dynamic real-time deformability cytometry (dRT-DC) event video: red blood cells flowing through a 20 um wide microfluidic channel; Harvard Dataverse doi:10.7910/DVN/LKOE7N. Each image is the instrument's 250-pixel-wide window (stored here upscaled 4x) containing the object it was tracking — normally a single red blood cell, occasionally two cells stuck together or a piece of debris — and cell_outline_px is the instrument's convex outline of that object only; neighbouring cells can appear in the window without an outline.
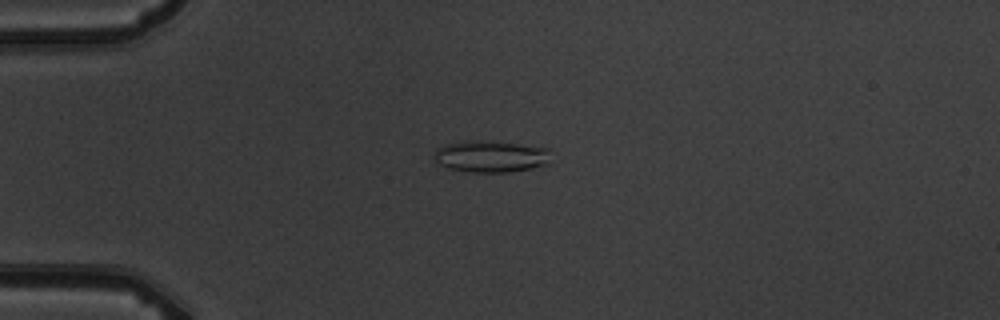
{"species": "common noctule bat (a hibernating species)", "species_latin": "Nyctalus noctula", "temperature_condition": "warm", "stored_images_in_passage": 15, "camera_frame_rate_fps": 3000, "um_per_image_px": 0.085, "animal": {"sex": "male", "body_mass_g": 19.5, "forearm_length_mm": 54.6}, "frame": {"image": 1, "passage_image": 4, "time_ms": 3.333, "image_size_px": [1000, 320], "cell_outline_px": [[552, 164], [532, 168], [508, 172], [472, 172], [448, 168], [440, 164], [432, 156], [436, 148], [448, 144], [476, 140], [516, 144], [552, 148]], "centroid_in_image_um": [41.82, 13.31], "position_along_channel_um": 43.2, "area_um2": 21.73}}
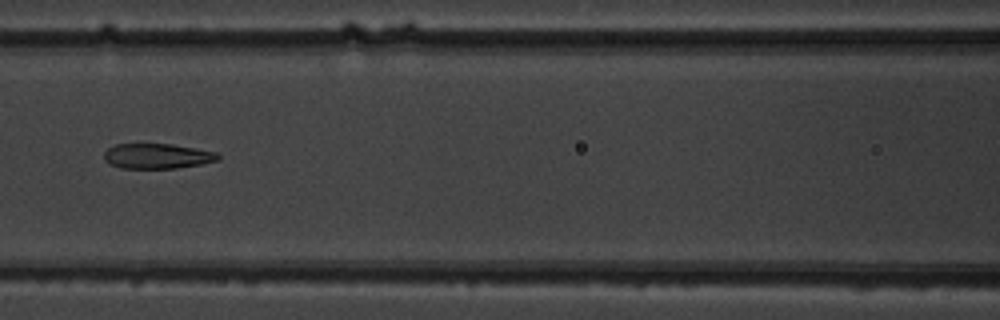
{"frame": {"image": 2, "passage_image": 7, "time_ms": 7.0, "image_size_px": [1000, 320], "cell_outline_px": [[220, 160], [200, 164], [176, 168], [120, 168], [108, 164], [104, 160], [104, 152], [108, 148], [116, 144], [172, 144], [216, 152], [220, 156]], "centroid_in_image_um": [13.34, 13.27], "position_along_channel_um": 153.3, "area_um2": 16.7}}
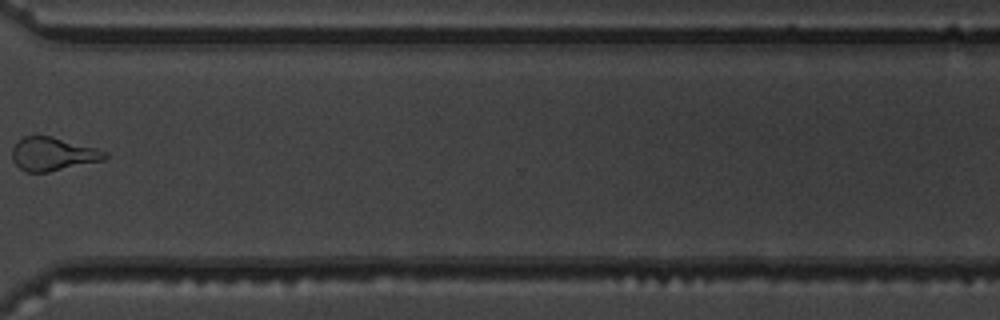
{"frame": {"image": 3, "passage_image": 12, "time_ms": 12.667, "image_size_px": [1000, 320], "cell_outline_px": [[108, 156], [104, 160], [48, 172], [24, 172], [12, 160], [12, 148], [24, 136], [52, 136], [96, 148], [108, 152]], "centroid_in_image_um": [4.5, 13.1], "position_along_channel_um": 366.1, "area_um2": 17.98}, "authors_computed_cell_mechanics": {"area_um2": 18.7272, "velocity_mm_per_s": 3.7467, "shape_relaxation_time_tau1_ms": 11.1019, "shape_relaxation_time_tau2_ms": null, "deformation_change_tau1": 0.3172, "deformation_change_tau2": null}}